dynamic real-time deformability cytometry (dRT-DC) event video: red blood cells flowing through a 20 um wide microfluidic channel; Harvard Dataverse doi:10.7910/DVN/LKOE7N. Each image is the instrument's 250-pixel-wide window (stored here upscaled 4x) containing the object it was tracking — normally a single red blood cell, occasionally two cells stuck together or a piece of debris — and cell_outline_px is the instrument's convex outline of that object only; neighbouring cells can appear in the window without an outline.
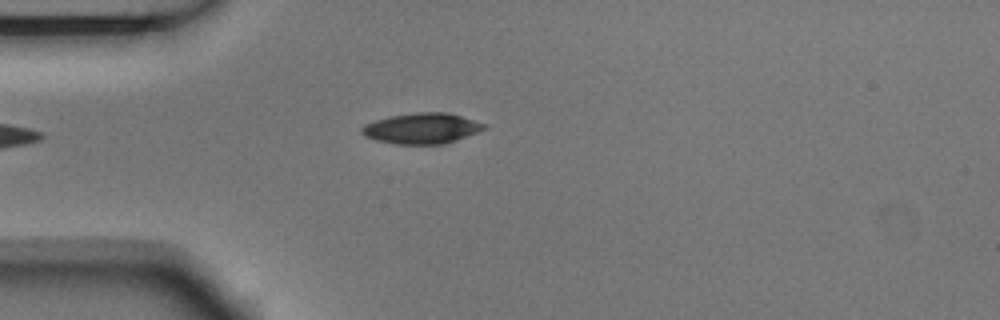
{"species": "Egyptian fruit bat (a non-hibernating species)", "species_latin": "Rousettus aegyptiacus", "temperature_condition": "room temperature", "stored_images_in_passage": 3, "camera_frame_rate_fps": 3000, "um_per_image_px": 0.085, "animal": {"sex": "male"}, "frame": {"image": 1, "passage_image": 3, "time_ms": 0.667, "image_size_px": [1000, 320], "cell_outline_px": [[488, 128], [456, 140], [444, 144], [396, 144], [376, 140], [364, 136], [360, 132], [360, 128], [364, 124], [388, 116], [416, 112], [448, 112], [488, 124]], "centroid_in_image_um": [35.86, 10.9], "position_along_channel_um": 49.1, "area_um2": 22.08}}